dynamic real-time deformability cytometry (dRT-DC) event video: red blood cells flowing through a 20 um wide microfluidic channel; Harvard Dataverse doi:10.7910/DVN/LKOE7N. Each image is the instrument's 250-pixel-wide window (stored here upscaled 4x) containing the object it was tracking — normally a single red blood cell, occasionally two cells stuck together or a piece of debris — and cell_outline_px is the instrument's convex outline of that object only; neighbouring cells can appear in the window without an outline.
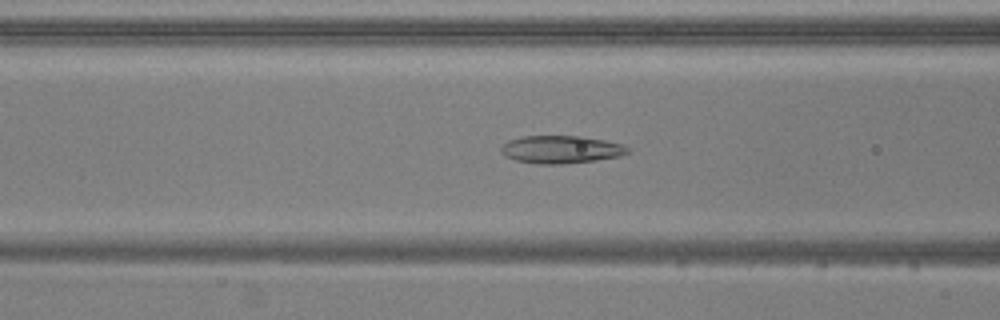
{"species": "common noctule bat (a hibernating species)", "species_latin": "Nyctalus noctula", "temperature_condition": "warm", "stored_images_in_passage": 54, "camera_frame_rate_fps": 3000, "um_per_image_px": 0.085, "animal": {"sex": "male", "body_mass_g": 20.5, "forearm_length_mm": 52.5}, "frame": {"image": 1, "passage_image": 21, "time_ms": 6.667, "image_size_px": [1000, 320], "cell_outline_px": [[632, 152], [620, 156], [596, 160], [560, 164], [540, 164], [516, 160], [504, 156], [500, 152], [500, 148], [508, 140], [524, 136], [580, 136], [604, 140], [624, 144]], "centroid_in_image_um": [47.7, 12.7], "position_along_channel_um": 118.9, "area_um2": 20.52}}
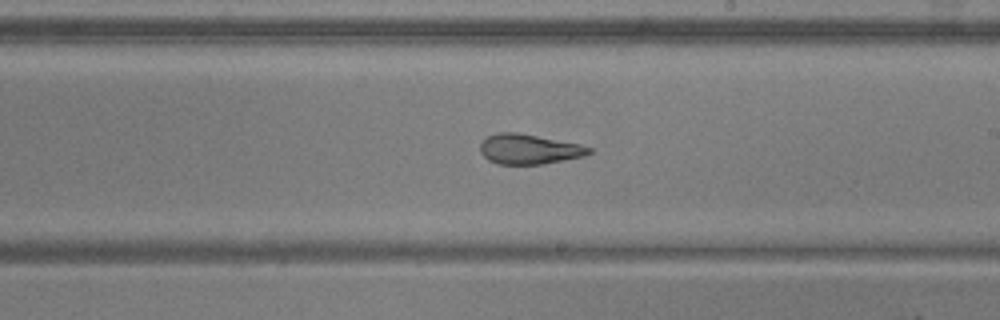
{"frame": {"image": 2, "passage_image": 31, "time_ms": 10.0, "image_size_px": [1000, 320], "cell_outline_px": [[592, 152], [584, 156], [544, 164], [496, 164], [488, 160], [480, 152], [480, 144], [488, 136], [500, 132], [516, 132], [580, 144], [592, 148]], "centroid_in_image_um": [44.97, 12.68], "position_along_channel_um": 244.0, "area_um2": 18.96}}
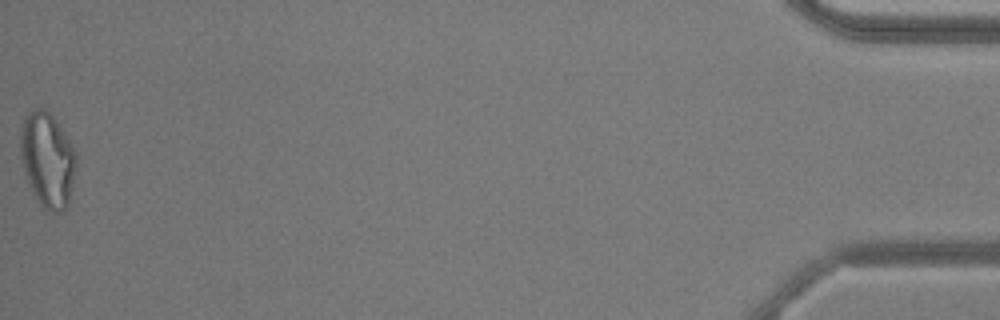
{"frame": {"image": 3, "passage_image": 54, "time_ms": 17.667, "image_size_px": [1000, 320], "cell_outline_px": [[76, 168], [68, 204], [60, 212], [48, 212], [40, 208], [32, 192], [24, 172], [20, 160], [20, 128], [24, 116], [28, 112], [36, 108], [44, 108], [52, 116], [76, 152]], "centroid_in_image_um": [4.0, 13.61], "position_along_channel_um": 431.2, "area_um2": 31.04}, "authors_computed_cell_mechanics": {"area_um2": 23.3801, "velocity_mm_per_s": 3.7472, "shape_relaxation_time_tau1_ms": null, "shape_relaxation_time_tau2_ms": 2.0408, "deformation_change_tau1": null, "deformation_change_tau2": 0.1092}}